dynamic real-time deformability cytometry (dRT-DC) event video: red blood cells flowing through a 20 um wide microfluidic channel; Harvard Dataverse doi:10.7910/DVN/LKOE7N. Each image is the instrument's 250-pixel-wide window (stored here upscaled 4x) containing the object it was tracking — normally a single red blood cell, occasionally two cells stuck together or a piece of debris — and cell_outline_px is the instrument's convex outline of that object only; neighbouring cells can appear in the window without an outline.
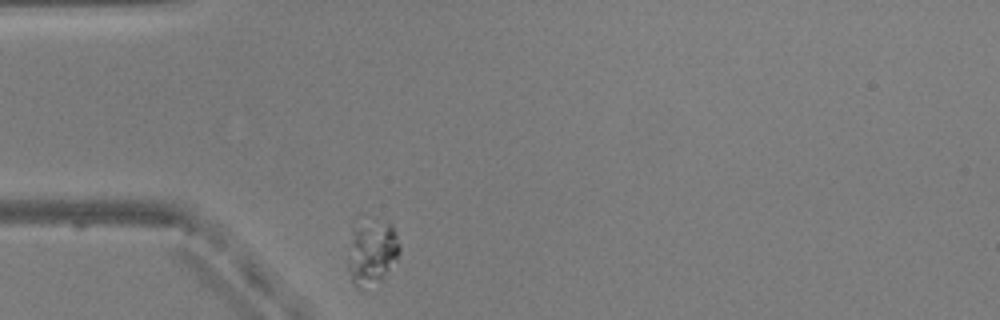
{"species": "common noctule bat (a hibernating species)", "species_latin": "Nyctalus noctula", "temperature_condition": "warm", "stored_images_in_passage": 34, "camera_frame_rate_fps": 3000, "um_per_image_px": 0.085, "animal": {"sex": "male", "body_mass_g": 20.5, "forearm_length_mm": 52.5}, "frame": {"image": 1, "passage_image": 1, "time_ms": 0.0, "image_size_px": [1000, 320], "cell_outline_px": [[400, 252], [396, 260], [384, 276], [380, 280], [360, 292], [352, 284], [348, 272], [348, 260], [352, 220], [392, 224], [396, 232], [400, 244]], "centroid_in_image_um": [31.56, 21.46], "position_along_channel_um": 53.4, "area_um2": 20.11}}
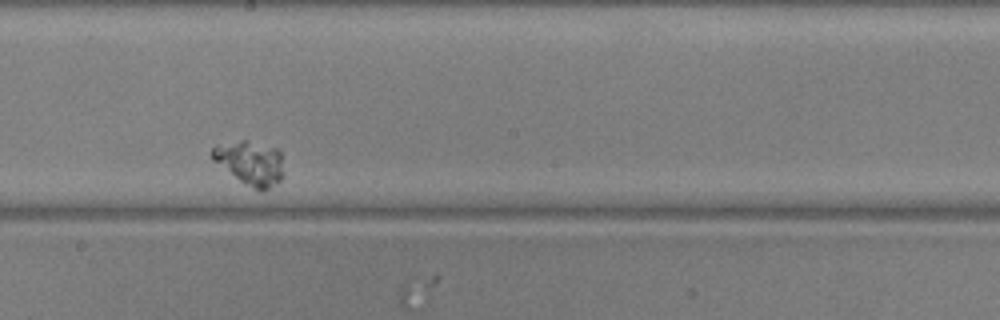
{"frame": {"image": 2, "passage_image": 20, "time_ms": 6.333, "image_size_px": [1000, 320], "cell_outline_px": [[284, 176], [280, 180], [264, 192], [260, 192], [240, 180], [212, 160], [212, 148], [216, 144], [240, 140], [244, 140], [276, 148], [280, 152], [284, 172]], "centroid_in_image_um": [21.28, 13.85], "position_along_channel_um": 226.9, "area_um2": 18.26}}
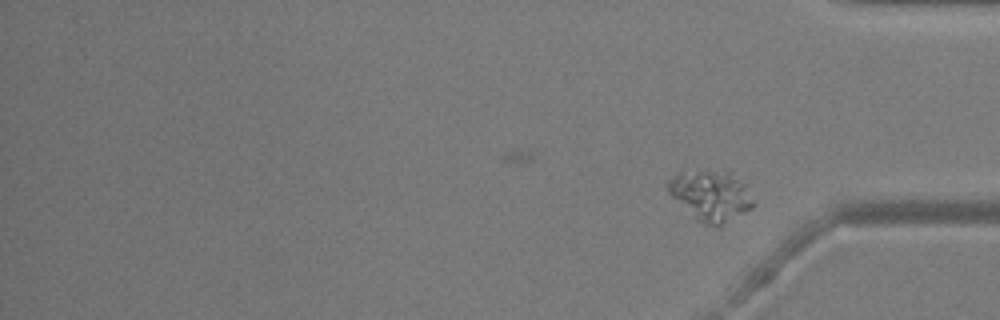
{"frame": {"image": 3, "passage_image": 34, "time_ms": 11.0, "image_size_px": [1000, 320], "cell_outline_px": [[756, 204], [752, 208], [720, 228], [716, 228], [704, 224], [696, 220], [668, 192], [664, 184], [680, 168], [728, 172], [744, 184]], "centroid_in_image_um": [60.37, 16.63], "position_along_channel_um": 374.8, "area_um2": 25.78}}